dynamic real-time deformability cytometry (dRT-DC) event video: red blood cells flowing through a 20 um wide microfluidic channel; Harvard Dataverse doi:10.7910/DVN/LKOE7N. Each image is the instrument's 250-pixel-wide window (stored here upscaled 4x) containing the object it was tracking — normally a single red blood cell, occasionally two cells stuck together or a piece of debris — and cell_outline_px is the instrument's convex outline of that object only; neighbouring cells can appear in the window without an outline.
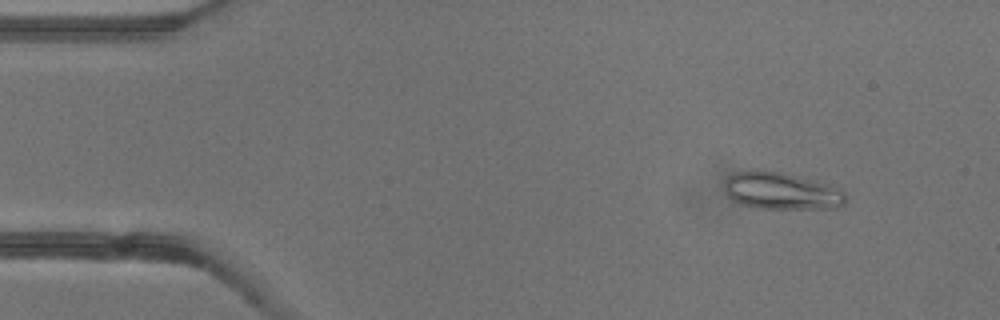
{"species": "common noctule bat (a hibernating species)", "species_latin": "Nyctalus noctula", "temperature_condition": "warm", "stored_images_in_passage": 41, "camera_frame_rate_fps": 3000, "um_per_image_px": 0.085, "animal": {"sex": "female"}, "frame": {"image": 1, "passage_image": 5, "time_ms": 1.333, "image_size_px": [1000, 320], "cell_outline_px": [[848, 196], [844, 204], [836, 208], [756, 208], [740, 204], [732, 200], [728, 196], [724, 188], [724, 180], [728, 176], [736, 172], [748, 168], [756, 168], [780, 172], [828, 184], [840, 188]], "centroid_in_image_um": [66.38, 16.21], "position_along_channel_um": 18.6, "area_um2": 26.59}}
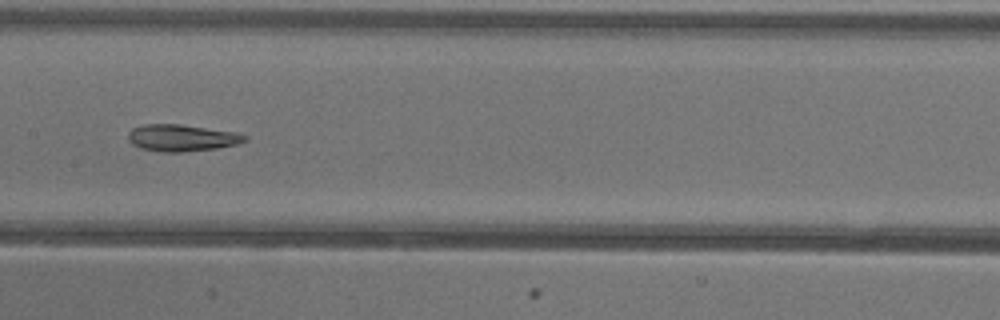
{"frame": {"image": 2, "passage_image": 25, "time_ms": 8.0, "image_size_px": [1000, 320], "cell_outline_px": [[248, 140], [236, 144], [216, 148], [180, 152], [164, 152], [140, 148], [132, 144], [128, 140], [128, 132], [132, 128], [144, 124], [180, 124], [236, 132], [248, 136]], "centroid_in_image_um": [15.44, 11.71], "position_along_channel_um": 192.0, "area_um2": 18.21}}
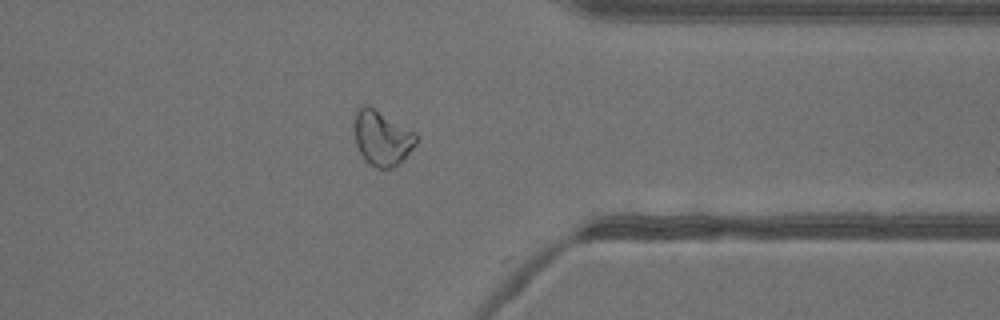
{"frame": {"image": 3, "passage_image": 40, "time_ms": 13.0, "image_size_px": [1000, 320], "cell_outline_px": [[416, 144], [392, 168], [376, 168], [368, 164], [364, 160], [356, 144], [356, 112], [360, 104], [368, 104], [416, 132]], "centroid_in_image_um": [32.46, 11.71], "position_along_channel_um": 378.9, "area_um2": 19.48}}